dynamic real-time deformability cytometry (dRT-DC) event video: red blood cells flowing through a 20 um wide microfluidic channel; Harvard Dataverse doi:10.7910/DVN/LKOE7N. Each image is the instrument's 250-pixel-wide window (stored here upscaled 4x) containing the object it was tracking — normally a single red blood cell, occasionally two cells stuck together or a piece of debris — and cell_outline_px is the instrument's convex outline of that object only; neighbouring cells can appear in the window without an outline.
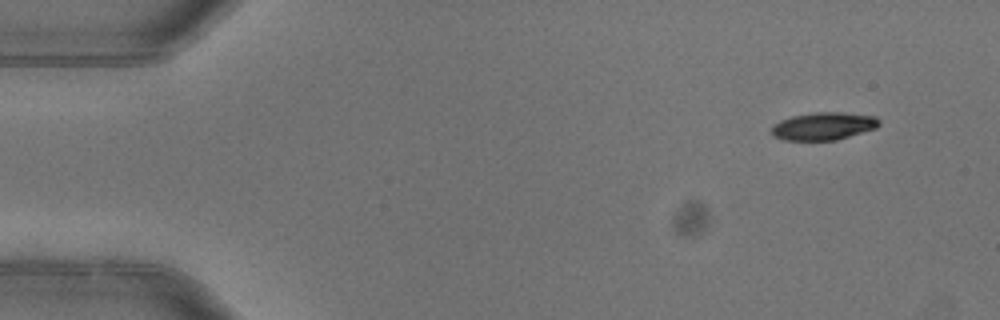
{"species": "common noctule bat (a hibernating species)", "species_latin": "Nyctalus noctula", "temperature_condition": "warm", "stored_images_in_passage": 4, "camera_frame_rate_fps": 3000, "um_per_image_px": 0.085, "animal": {"sex": "female"}, "frame": {"image": 1, "passage_image": 1, "time_ms": 0.0, "image_size_px": [1000, 320], "cell_outline_px": [[880, 124], [876, 128], [836, 140], [780, 140], [772, 136], [772, 124], [780, 120], [792, 116], [816, 112], [840, 112], [876, 116], [880, 120]], "centroid_in_image_um": [69.97, 10.72], "position_along_channel_um": 15.0, "area_um2": 17.46}}
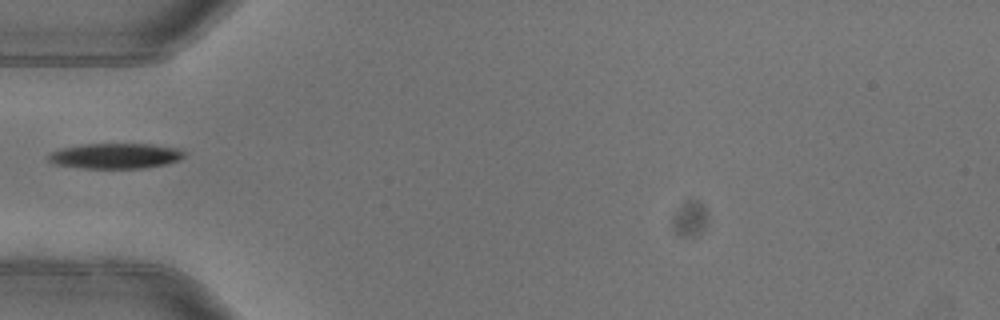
{"frame": {"image": 2, "passage_image": 4, "time_ms": 1.0, "image_size_px": [1000, 320], "cell_outline_px": [[184, 156], [180, 160], [164, 164], [144, 168], [84, 168], [52, 164], [48, 160], [48, 156], [52, 152], [60, 148], [84, 144], [152, 144], [180, 148], [184, 152]], "centroid_in_image_um": [9.81, 13.25], "position_along_channel_um": 75.2, "area_um2": 20.11}}